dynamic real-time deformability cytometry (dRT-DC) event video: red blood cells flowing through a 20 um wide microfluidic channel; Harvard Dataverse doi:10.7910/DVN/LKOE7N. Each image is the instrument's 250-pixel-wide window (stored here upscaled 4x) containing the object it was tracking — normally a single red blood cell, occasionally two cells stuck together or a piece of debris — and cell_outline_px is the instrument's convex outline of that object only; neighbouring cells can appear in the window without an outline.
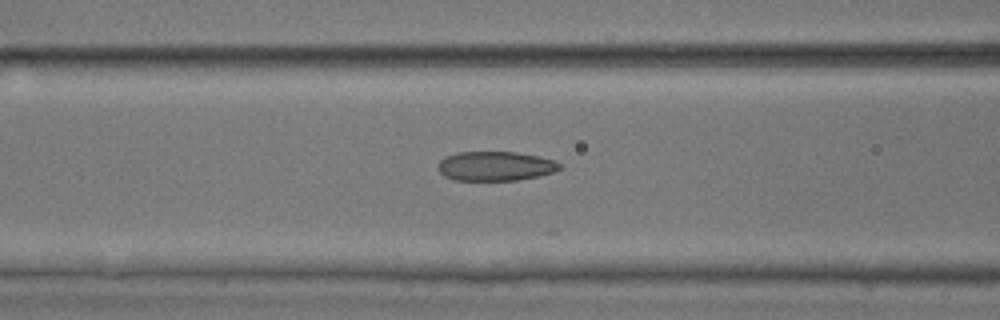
{"species": "common noctule bat (a hibernating species)", "species_latin": "Nyctalus noctula", "temperature_condition": "room temperature", "stored_images_in_passage": 31, "camera_frame_rate_fps": 3000, "um_per_image_px": 0.085, "animal": {"sex": "male", "body_mass_g": 17.9, "forearm_length_mm": 54.2}, "frame": {"image": 1, "passage_image": 22, "time_ms": 7.0, "image_size_px": [1000, 320], "cell_outline_px": [[560, 168], [552, 172], [536, 176], [516, 180], [452, 180], [444, 176], [436, 168], [436, 164], [444, 156], [456, 152], [516, 152], [536, 156], [552, 160], [560, 164]], "centroid_in_image_um": [42.0, 14.11], "position_along_channel_um": 124.6, "area_um2": 20.75}}
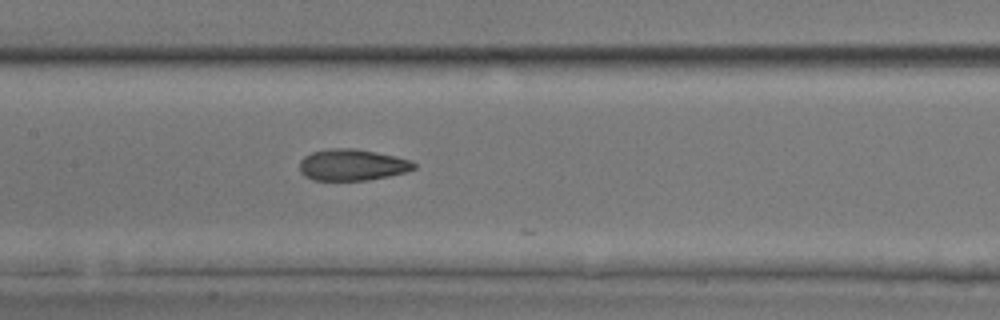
{"frame": {"image": 2, "passage_image": 26, "time_ms": 8.333, "image_size_px": [1000, 320], "cell_outline_px": [[416, 168], [404, 172], [388, 176], [368, 180], [312, 180], [304, 176], [300, 172], [300, 160], [304, 156], [312, 152], [332, 148], [352, 148], [396, 156], [408, 160], [416, 164]], "centroid_in_image_um": [29.9, 14.02], "position_along_channel_um": 177.5, "area_um2": 20.81}}